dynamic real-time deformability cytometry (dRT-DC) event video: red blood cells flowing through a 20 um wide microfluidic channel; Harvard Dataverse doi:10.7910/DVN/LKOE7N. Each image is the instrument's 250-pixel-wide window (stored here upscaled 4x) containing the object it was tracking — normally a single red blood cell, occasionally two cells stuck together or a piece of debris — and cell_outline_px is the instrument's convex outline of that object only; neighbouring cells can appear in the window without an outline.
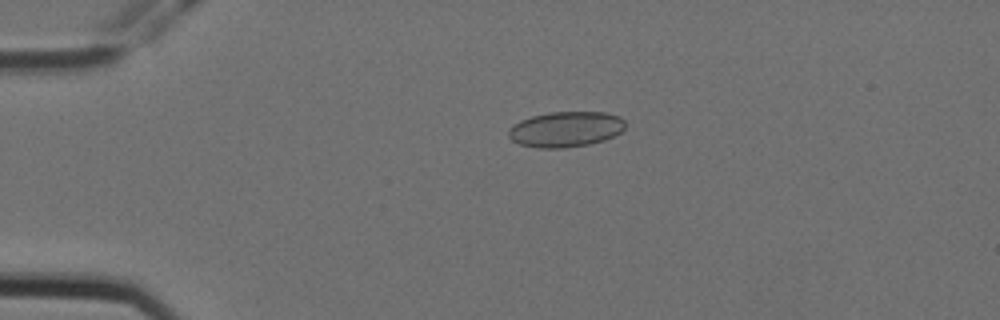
{"species": "Egyptian fruit bat (a non-hibernating species)", "species_latin": "Rousettus aegyptiacus", "temperature_condition": "cold", "stored_images_in_passage": 5, "camera_frame_rate_fps": 3000, "um_per_image_px": 0.085, "animal": {"sex": "female"}, "frame": {"image": 1, "passage_image": 4, "time_ms": 1.0, "image_size_px": [1000, 320], "cell_outline_px": [[624, 128], [620, 132], [604, 140], [588, 144], [564, 148], [536, 148], [520, 144], [512, 140], [508, 136], [508, 128], [520, 120], [532, 116], [548, 112], [604, 112], [620, 116], [624, 120]], "centroid_in_image_um": [48.05, 10.98], "position_along_channel_um": 36.9, "area_um2": 24.16}}